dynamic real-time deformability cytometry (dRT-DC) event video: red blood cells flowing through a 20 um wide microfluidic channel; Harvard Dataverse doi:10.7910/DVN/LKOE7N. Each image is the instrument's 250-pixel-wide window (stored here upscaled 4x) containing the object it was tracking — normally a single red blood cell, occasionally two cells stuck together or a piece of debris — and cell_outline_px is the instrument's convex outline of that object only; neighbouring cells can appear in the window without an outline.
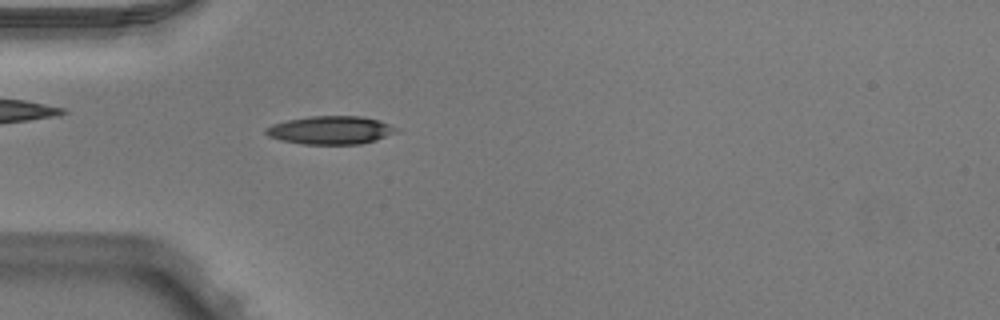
{"species": "Egyptian fruit bat (a non-hibernating species)", "species_latin": "Rousettus aegyptiacus", "temperature_condition": "warm", "stored_images_in_passage": 39, "camera_frame_rate_fps": 3000, "um_per_image_px": 0.085, "animal": {"sex": "male"}, "frame": {"image": 1, "passage_image": 4, "time_ms": 1.0, "image_size_px": [1000, 320], "cell_outline_px": [[400, 132], [376, 140], [360, 144], [304, 144], [280, 140], [268, 136], [264, 132], [264, 128], [272, 124], [288, 120], [308, 116], [360, 116], [380, 120], [400, 128]], "centroid_in_image_um": [28.14, 11.06], "position_along_channel_um": 56.9, "area_um2": 21.73}}
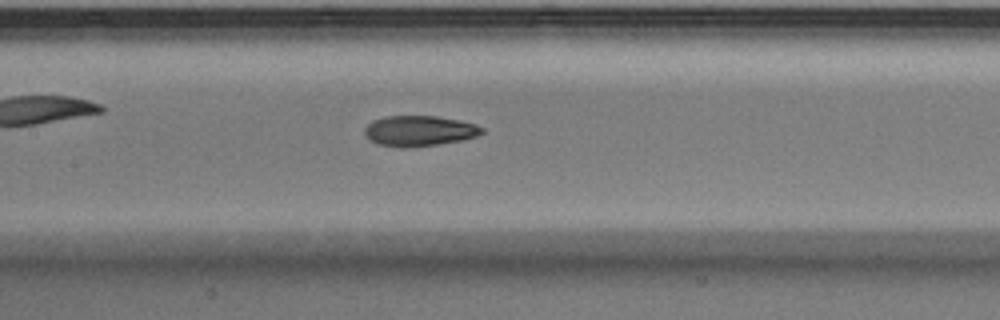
{"frame": {"image": 2, "passage_image": 13, "time_ms": 4.0, "image_size_px": [1000, 320], "cell_outline_px": [[484, 132], [476, 136], [460, 140], [436, 144], [408, 148], [400, 148], [376, 144], [364, 132], [364, 128], [372, 120], [384, 116], [436, 116], [460, 120], [476, 124], [484, 128]], "centroid_in_image_um": [35.63, 11.12], "position_along_channel_um": 171.8, "area_um2": 20.87}}
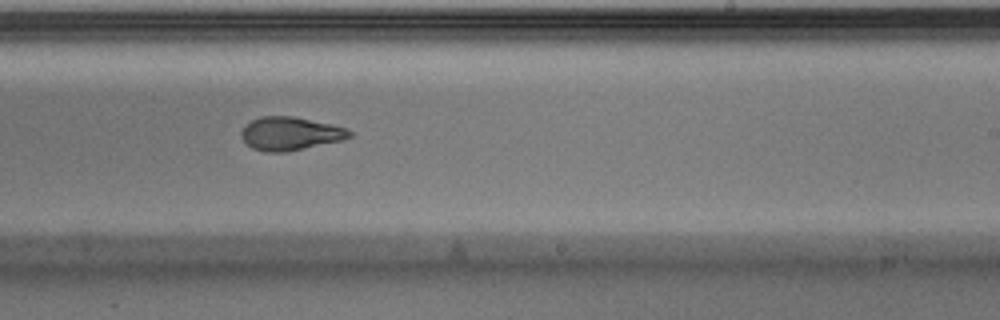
{"frame": {"image": 3, "passage_image": 20, "time_ms": 6.333, "image_size_px": [1000, 320], "cell_outline_px": [[356, 132], [352, 136], [340, 140], [288, 152], [264, 152], [252, 148], [240, 136], [240, 132], [252, 120], [260, 116], [292, 116], [332, 124]], "centroid_in_image_um": [24.68, 11.36], "position_along_channel_um": 264.3, "area_um2": 20.92}, "authors_computed_cell_mechanics": {"area_um2": 20.9814, "velocity_mm_per_s": 3.9849, "shape_relaxation_time_tau1_ms": 6.2156, "shape_relaxation_time_tau2_ms": 2.1971, "deformation_change_tau1": 0.2102, "deformation_change_tau2": 0.0906}}